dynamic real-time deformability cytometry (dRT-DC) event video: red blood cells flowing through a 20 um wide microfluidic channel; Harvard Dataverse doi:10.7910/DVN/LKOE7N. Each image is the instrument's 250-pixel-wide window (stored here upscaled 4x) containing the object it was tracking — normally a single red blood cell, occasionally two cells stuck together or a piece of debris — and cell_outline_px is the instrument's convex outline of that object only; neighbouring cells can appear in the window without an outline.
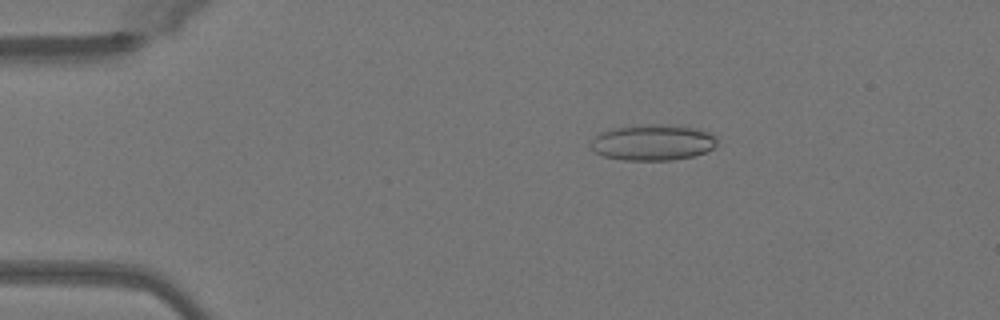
{"species": "Egyptian fruit bat (a non-hibernating species)", "species_latin": "Rousettus aegyptiacus", "temperature_condition": "warm", "stored_images_in_passage": 50, "camera_frame_rate_fps": 3000, "um_per_image_px": 0.085, "animal": {"sex": "female"}, "frame": {"image": 1, "passage_image": 9, "time_ms": 2.667, "image_size_px": [1000, 320], "cell_outline_px": [[716, 144], [712, 148], [704, 152], [692, 156], [672, 160], [624, 160], [604, 156], [592, 152], [588, 144], [600, 132], [612, 128], [648, 124], [660, 124], [700, 128], [712, 132], [716, 136]], "centroid_in_image_um": [55.47, 12.1], "position_along_channel_um": 29.5, "area_um2": 26.7}}
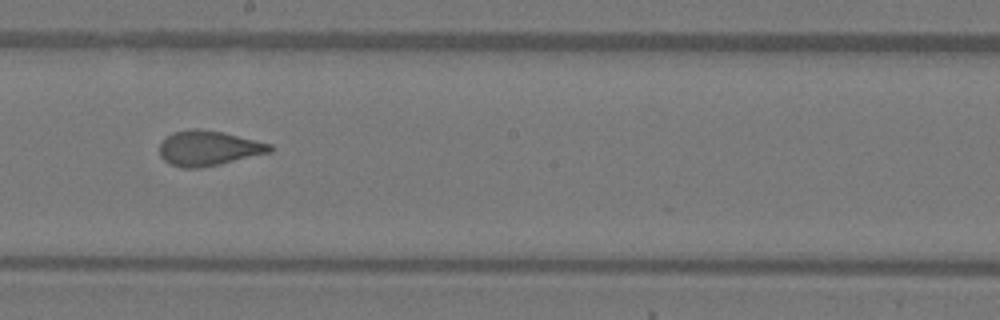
{"frame": {"image": 2, "passage_image": 28, "time_ms": 9.0, "image_size_px": [1000, 320], "cell_outline_px": [[272, 152], [220, 164], [200, 168], [180, 168], [168, 164], [160, 156], [160, 140], [172, 132], [192, 128], [196, 128], [224, 132], [272, 144]], "centroid_in_image_um": [17.69, 12.59], "position_along_channel_um": 230.5, "area_um2": 22.83}}
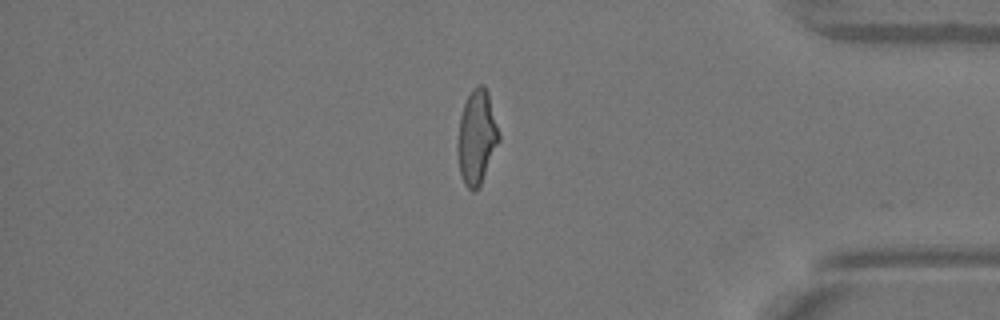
{"frame": {"image": 3, "passage_image": 42, "time_ms": 13.667, "image_size_px": [1000, 320], "cell_outline_px": [[500, 140], [480, 184], [476, 192], [472, 192], [464, 184], [460, 176], [456, 152], [456, 144], [460, 116], [464, 104], [472, 88], [476, 84], [484, 84], [488, 92], [500, 136]], "centroid_in_image_um": [40.49, 11.67], "position_along_channel_um": 394.7, "area_um2": 22.95}, "authors_computed_cell_mechanics": {"area_um2": 22.9466, "velocity_mm_per_s": 4.0811, "shape_relaxation_time_tau1_ms": 7.414, "shape_relaxation_time_tau2_ms": 0.8714, "deformation_change_tau1": 0.1837, "deformation_change_tau2": 0.0709}}